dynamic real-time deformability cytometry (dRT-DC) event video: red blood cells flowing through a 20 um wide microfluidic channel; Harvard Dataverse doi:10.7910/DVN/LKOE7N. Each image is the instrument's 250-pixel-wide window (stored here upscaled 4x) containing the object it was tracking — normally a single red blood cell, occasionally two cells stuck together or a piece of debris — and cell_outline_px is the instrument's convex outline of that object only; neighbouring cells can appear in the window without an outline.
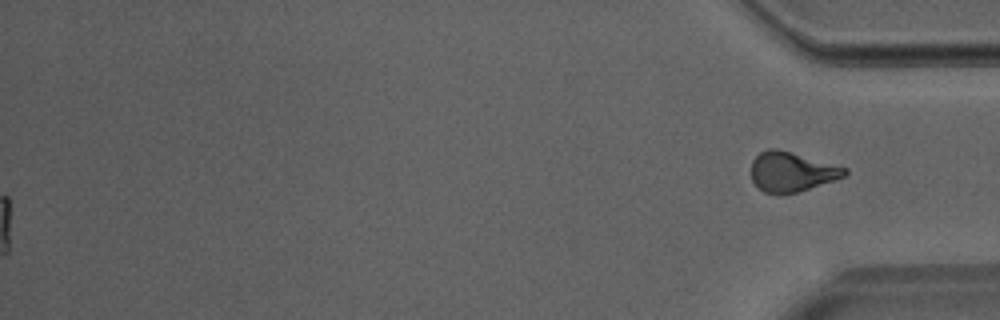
{"species": "Egyptian fruit bat (a non-hibernating species)", "species_latin": "Rousettus aegyptiacus", "temperature_condition": "room temperature", "stored_images_in_passage": 50, "segment_of_instrument_passage": [2, 2], "camera_frame_rate_fps": 3000, "um_per_image_px": 0.085, "animal": {"sex": "male"}, "frame": {"image": 1, "passage_image": 50, "time_ms": 16.333, "image_size_px": [1000, 320], "cell_outline_px": [[848, 172], [844, 176], [796, 192], [776, 196], [764, 192], [752, 180], [752, 160], [760, 152], [768, 148], [776, 148], [792, 152], [848, 168]], "centroid_in_image_um": [67.26, 14.6], "position_along_channel_um": 367.9, "area_um2": 21.5}}